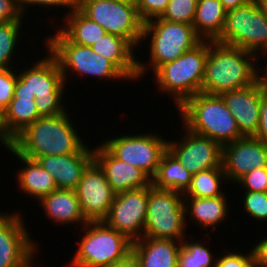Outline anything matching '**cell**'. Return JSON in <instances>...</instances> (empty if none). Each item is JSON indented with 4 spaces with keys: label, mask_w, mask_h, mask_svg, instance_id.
<instances>
[{
    "label": "cell",
    "mask_w": 267,
    "mask_h": 267,
    "mask_svg": "<svg viewBox=\"0 0 267 267\" xmlns=\"http://www.w3.org/2000/svg\"><path fill=\"white\" fill-rule=\"evenodd\" d=\"M259 57L236 46L208 40L201 92L221 95L255 84L256 68L260 67L255 62Z\"/></svg>",
    "instance_id": "obj_1"
},
{
    "label": "cell",
    "mask_w": 267,
    "mask_h": 267,
    "mask_svg": "<svg viewBox=\"0 0 267 267\" xmlns=\"http://www.w3.org/2000/svg\"><path fill=\"white\" fill-rule=\"evenodd\" d=\"M68 115L66 110L55 116L39 117L14 138L12 148L33 160L77 153L85 144Z\"/></svg>",
    "instance_id": "obj_2"
},
{
    "label": "cell",
    "mask_w": 267,
    "mask_h": 267,
    "mask_svg": "<svg viewBox=\"0 0 267 267\" xmlns=\"http://www.w3.org/2000/svg\"><path fill=\"white\" fill-rule=\"evenodd\" d=\"M177 109L184 129L217 141L222 146L244 137L220 95L199 92Z\"/></svg>",
    "instance_id": "obj_3"
},
{
    "label": "cell",
    "mask_w": 267,
    "mask_h": 267,
    "mask_svg": "<svg viewBox=\"0 0 267 267\" xmlns=\"http://www.w3.org/2000/svg\"><path fill=\"white\" fill-rule=\"evenodd\" d=\"M208 40H202L174 61L161 65L154 72L155 85L171 95L177 108L189 97L201 92ZM171 93V94H170Z\"/></svg>",
    "instance_id": "obj_4"
},
{
    "label": "cell",
    "mask_w": 267,
    "mask_h": 267,
    "mask_svg": "<svg viewBox=\"0 0 267 267\" xmlns=\"http://www.w3.org/2000/svg\"><path fill=\"white\" fill-rule=\"evenodd\" d=\"M83 237L69 266L109 267L132 253V242L125 234L108 227L103 221L82 226ZM70 266V267H71Z\"/></svg>",
    "instance_id": "obj_5"
},
{
    "label": "cell",
    "mask_w": 267,
    "mask_h": 267,
    "mask_svg": "<svg viewBox=\"0 0 267 267\" xmlns=\"http://www.w3.org/2000/svg\"><path fill=\"white\" fill-rule=\"evenodd\" d=\"M47 49L57 61L66 83L69 72L78 76L97 77L100 80L128 79L109 59L94 52L92 47L70 42L59 30L46 40Z\"/></svg>",
    "instance_id": "obj_6"
},
{
    "label": "cell",
    "mask_w": 267,
    "mask_h": 267,
    "mask_svg": "<svg viewBox=\"0 0 267 267\" xmlns=\"http://www.w3.org/2000/svg\"><path fill=\"white\" fill-rule=\"evenodd\" d=\"M184 196L170 189L148 186L143 237L183 241L186 237Z\"/></svg>",
    "instance_id": "obj_7"
},
{
    "label": "cell",
    "mask_w": 267,
    "mask_h": 267,
    "mask_svg": "<svg viewBox=\"0 0 267 267\" xmlns=\"http://www.w3.org/2000/svg\"><path fill=\"white\" fill-rule=\"evenodd\" d=\"M150 37L148 69L153 73L198 45L202 39L192 24L169 22L159 17L144 22L141 42Z\"/></svg>",
    "instance_id": "obj_8"
},
{
    "label": "cell",
    "mask_w": 267,
    "mask_h": 267,
    "mask_svg": "<svg viewBox=\"0 0 267 267\" xmlns=\"http://www.w3.org/2000/svg\"><path fill=\"white\" fill-rule=\"evenodd\" d=\"M43 58L28 69L20 73L18 71L17 75L27 84L30 93L35 95L39 115L55 116L66 111L62 101L66 85L56 59L50 53Z\"/></svg>",
    "instance_id": "obj_9"
},
{
    "label": "cell",
    "mask_w": 267,
    "mask_h": 267,
    "mask_svg": "<svg viewBox=\"0 0 267 267\" xmlns=\"http://www.w3.org/2000/svg\"><path fill=\"white\" fill-rule=\"evenodd\" d=\"M78 9L101 25L106 33L126 39L135 50L140 46L144 22L135 4L112 0H78Z\"/></svg>",
    "instance_id": "obj_10"
},
{
    "label": "cell",
    "mask_w": 267,
    "mask_h": 267,
    "mask_svg": "<svg viewBox=\"0 0 267 267\" xmlns=\"http://www.w3.org/2000/svg\"><path fill=\"white\" fill-rule=\"evenodd\" d=\"M244 49L258 56L267 52V17L251 0L244 6L227 11L224 28L215 40ZM267 54V53H266Z\"/></svg>",
    "instance_id": "obj_11"
},
{
    "label": "cell",
    "mask_w": 267,
    "mask_h": 267,
    "mask_svg": "<svg viewBox=\"0 0 267 267\" xmlns=\"http://www.w3.org/2000/svg\"><path fill=\"white\" fill-rule=\"evenodd\" d=\"M120 136L109 138L102 145L115 158L141 169L152 179L167 150L168 140L156 133Z\"/></svg>",
    "instance_id": "obj_12"
},
{
    "label": "cell",
    "mask_w": 267,
    "mask_h": 267,
    "mask_svg": "<svg viewBox=\"0 0 267 267\" xmlns=\"http://www.w3.org/2000/svg\"><path fill=\"white\" fill-rule=\"evenodd\" d=\"M148 187L115 193L113 203L103 222L131 241L143 237L147 214Z\"/></svg>",
    "instance_id": "obj_13"
},
{
    "label": "cell",
    "mask_w": 267,
    "mask_h": 267,
    "mask_svg": "<svg viewBox=\"0 0 267 267\" xmlns=\"http://www.w3.org/2000/svg\"><path fill=\"white\" fill-rule=\"evenodd\" d=\"M20 213L0 212V267H33L37 247Z\"/></svg>",
    "instance_id": "obj_14"
},
{
    "label": "cell",
    "mask_w": 267,
    "mask_h": 267,
    "mask_svg": "<svg viewBox=\"0 0 267 267\" xmlns=\"http://www.w3.org/2000/svg\"><path fill=\"white\" fill-rule=\"evenodd\" d=\"M75 192L82 214L88 222L103 221L107 217L115 192L94 160L83 171Z\"/></svg>",
    "instance_id": "obj_15"
},
{
    "label": "cell",
    "mask_w": 267,
    "mask_h": 267,
    "mask_svg": "<svg viewBox=\"0 0 267 267\" xmlns=\"http://www.w3.org/2000/svg\"><path fill=\"white\" fill-rule=\"evenodd\" d=\"M181 141L169 140L167 149L192 175L211 168L223 167V146L210 138L185 129Z\"/></svg>",
    "instance_id": "obj_16"
},
{
    "label": "cell",
    "mask_w": 267,
    "mask_h": 267,
    "mask_svg": "<svg viewBox=\"0 0 267 267\" xmlns=\"http://www.w3.org/2000/svg\"><path fill=\"white\" fill-rule=\"evenodd\" d=\"M222 166L227 181L235 184L252 170L267 167V144L253 136H244L225 144Z\"/></svg>",
    "instance_id": "obj_17"
},
{
    "label": "cell",
    "mask_w": 267,
    "mask_h": 267,
    "mask_svg": "<svg viewBox=\"0 0 267 267\" xmlns=\"http://www.w3.org/2000/svg\"><path fill=\"white\" fill-rule=\"evenodd\" d=\"M236 120L243 136H254L260 121L261 83L220 95Z\"/></svg>",
    "instance_id": "obj_18"
},
{
    "label": "cell",
    "mask_w": 267,
    "mask_h": 267,
    "mask_svg": "<svg viewBox=\"0 0 267 267\" xmlns=\"http://www.w3.org/2000/svg\"><path fill=\"white\" fill-rule=\"evenodd\" d=\"M35 160L53 176L58 189L75 190L83 171L94 160V149L85 144L77 153L48 155Z\"/></svg>",
    "instance_id": "obj_19"
},
{
    "label": "cell",
    "mask_w": 267,
    "mask_h": 267,
    "mask_svg": "<svg viewBox=\"0 0 267 267\" xmlns=\"http://www.w3.org/2000/svg\"><path fill=\"white\" fill-rule=\"evenodd\" d=\"M94 161L105 173L106 180L115 193L151 185V178L145 172L115 158L102 144L94 149Z\"/></svg>",
    "instance_id": "obj_20"
},
{
    "label": "cell",
    "mask_w": 267,
    "mask_h": 267,
    "mask_svg": "<svg viewBox=\"0 0 267 267\" xmlns=\"http://www.w3.org/2000/svg\"><path fill=\"white\" fill-rule=\"evenodd\" d=\"M91 47L94 52L111 60L129 80L137 81L148 70V64L135 57V48L122 37L106 33Z\"/></svg>",
    "instance_id": "obj_21"
},
{
    "label": "cell",
    "mask_w": 267,
    "mask_h": 267,
    "mask_svg": "<svg viewBox=\"0 0 267 267\" xmlns=\"http://www.w3.org/2000/svg\"><path fill=\"white\" fill-rule=\"evenodd\" d=\"M181 241L142 237L132 242L141 267H177Z\"/></svg>",
    "instance_id": "obj_22"
},
{
    "label": "cell",
    "mask_w": 267,
    "mask_h": 267,
    "mask_svg": "<svg viewBox=\"0 0 267 267\" xmlns=\"http://www.w3.org/2000/svg\"><path fill=\"white\" fill-rule=\"evenodd\" d=\"M45 215L56 224H78L82 226L88 221L82 214L75 190L56 189L39 201Z\"/></svg>",
    "instance_id": "obj_23"
},
{
    "label": "cell",
    "mask_w": 267,
    "mask_h": 267,
    "mask_svg": "<svg viewBox=\"0 0 267 267\" xmlns=\"http://www.w3.org/2000/svg\"><path fill=\"white\" fill-rule=\"evenodd\" d=\"M19 158L25 166L16 174L18 186L23 193L40 201L43 197L55 191L57 185L52 175L44 170L36 160L19 155L12 147L6 148Z\"/></svg>",
    "instance_id": "obj_24"
},
{
    "label": "cell",
    "mask_w": 267,
    "mask_h": 267,
    "mask_svg": "<svg viewBox=\"0 0 267 267\" xmlns=\"http://www.w3.org/2000/svg\"><path fill=\"white\" fill-rule=\"evenodd\" d=\"M227 200L225 194L213 198L184 197L185 215H189L198 226L201 225L202 230L210 227L216 231V225L219 226L230 214Z\"/></svg>",
    "instance_id": "obj_25"
},
{
    "label": "cell",
    "mask_w": 267,
    "mask_h": 267,
    "mask_svg": "<svg viewBox=\"0 0 267 267\" xmlns=\"http://www.w3.org/2000/svg\"><path fill=\"white\" fill-rule=\"evenodd\" d=\"M227 10L220 0H198L193 28L202 40L215 41L224 28Z\"/></svg>",
    "instance_id": "obj_26"
},
{
    "label": "cell",
    "mask_w": 267,
    "mask_h": 267,
    "mask_svg": "<svg viewBox=\"0 0 267 267\" xmlns=\"http://www.w3.org/2000/svg\"><path fill=\"white\" fill-rule=\"evenodd\" d=\"M192 174L167 149L158 165L151 184L158 189H170L184 194L190 187Z\"/></svg>",
    "instance_id": "obj_27"
},
{
    "label": "cell",
    "mask_w": 267,
    "mask_h": 267,
    "mask_svg": "<svg viewBox=\"0 0 267 267\" xmlns=\"http://www.w3.org/2000/svg\"><path fill=\"white\" fill-rule=\"evenodd\" d=\"M63 19H66L65 27H60L59 31L72 43L91 47L106 34L101 25L90 20L78 8Z\"/></svg>",
    "instance_id": "obj_28"
},
{
    "label": "cell",
    "mask_w": 267,
    "mask_h": 267,
    "mask_svg": "<svg viewBox=\"0 0 267 267\" xmlns=\"http://www.w3.org/2000/svg\"><path fill=\"white\" fill-rule=\"evenodd\" d=\"M39 117L35 97H13L4 110V124L13 138Z\"/></svg>",
    "instance_id": "obj_29"
},
{
    "label": "cell",
    "mask_w": 267,
    "mask_h": 267,
    "mask_svg": "<svg viewBox=\"0 0 267 267\" xmlns=\"http://www.w3.org/2000/svg\"><path fill=\"white\" fill-rule=\"evenodd\" d=\"M227 180L223 167L211 168L192 175L191 184L184 197L213 198L226 194L220 189Z\"/></svg>",
    "instance_id": "obj_30"
},
{
    "label": "cell",
    "mask_w": 267,
    "mask_h": 267,
    "mask_svg": "<svg viewBox=\"0 0 267 267\" xmlns=\"http://www.w3.org/2000/svg\"><path fill=\"white\" fill-rule=\"evenodd\" d=\"M215 259V260H214ZM217 257L204 243L184 239L178 255L177 267H215Z\"/></svg>",
    "instance_id": "obj_31"
},
{
    "label": "cell",
    "mask_w": 267,
    "mask_h": 267,
    "mask_svg": "<svg viewBox=\"0 0 267 267\" xmlns=\"http://www.w3.org/2000/svg\"><path fill=\"white\" fill-rule=\"evenodd\" d=\"M22 21H11L0 25V68H13L12 57L15 56ZM12 64V65H11Z\"/></svg>",
    "instance_id": "obj_32"
},
{
    "label": "cell",
    "mask_w": 267,
    "mask_h": 267,
    "mask_svg": "<svg viewBox=\"0 0 267 267\" xmlns=\"http://www.w3.org/2000/svg\"><path fill=\"white\" fill-rule=\"evenodd\" d=\"M198 0H170L159 17L169 22L192 24Z\"/></svg>",
    "instance_id": "obj_33"
},
{
    "label": "cell",
    "mask_w": 267,
    "mask_h": 267,
    "mask_svg": "<svg viewBox=\"0 0 267 267\" xmlns=\"http://www.w3.org/2000/svg\"><path fill=\"white\" fill-rule=\"evenodd\" d=\"M243 195L244 211L255 220L267 222V192L245 191Z\"/></svg>",
    "instance_id": "obj_34"
},
{
    "label": "cell",
    "mask_w": 267,
    "mask_h": 267,
    "mask_svg": "<svg viewBox=\"0 0 267 267\" xmlns=\"http://www.w3.org/2000/svg\"><path fill=\"white\" fill-rule=\"evenodd\" d=\"M17 73L13 68H0V109L4 111L14 96Z\"/></svg>",
    "instance_id": "obj_35"
},
{
    "label": "cell",
    "mask_w": 267,
    "mask_h": 267,
    "mask_svg": "<svg viewBox=\"0 0 267 267\" xmlns=\"http://www.w3.org/2000/svg\"><path fill=\"white\" fill-rule=\"evenodd\" d=\"M236 184L246 191L267 192V167L257 168L241 177Z\"/></svg>",
    "instance_id": "obj_36"
},
{
    "label": "cell",
    "mask_w": 267,
    "mask_h": 267,
    "mask_svg": "<svg viewBox=\"0 0 267 267\" xmlns=\"http://www.w3.org/2000/svg\"><path fill=\"white\" fill-rule=\"evenodd\" d=\"M170 0H136L137 12L140 19L146 22L150 19L160 17L166 10Z\"/></svg>",
    "instance_id": "obj_37"
},
{
    "label": "cell",
    "mask_w": 267,
    "mask_h": 267,
    "mask_svg": "<svg viewBox=\"0 0 267 267\" xmlns=\"http://www.w3.org/2000/svg\"><path fill=\"white\" fill-rule=\"evenodd\" d=\"M19 6L21 9L22 14L25 13V10L28 8V6H40L41 7H67L71 9L70 11H67L66 13H71L74 9L78 8V0H18ZM43 5V6H42ZM27 6V7H26Z\"/></svg>",
    "instance_id": "obj_38"
},
{
    "label": "cell",
    "mask_w": 267,
    "mask_h": 267,
    "mask_svg": "<svg viewBox=\"0 0 267 267\" xmlns=\"http://www.w3.org/2000/svg\"><path fill=\"white\" fill-rule=\"evenodd\" d=\"M18 0H0V25L11 21H22Z\"/></svg>",
    "instance_id": "obj_39"
},
{
    "label": "cell",
    "mask_w": 267,
    "mask_h": 267,
    "mask_svg": "<svg viewBox=\"0 0 267 267\" xmlns=\"http://www.w3.org/2000/svg\"><path fill=\"white\" fill-rule=\"evenodd\" d=\"M256 139L267 144V89L261 84L260 121L256 134Z\"/></svg>",
    "instance_id": "obj_40"
},
{
    "label": "cell",
    "mask_w": 267,
    "mask_h": 267,
    "mask_svg": "<svg viewBox=\"0 0 267 267\" xmlns=\"http://www.w3.org/2000/svg\"><path fill=\"white\" fill-rule=\"evenodd\" d=\"M256 244L252 248L253 257L260 267H267V236Z\"/></svg>",
    "instance_id": "obj_41"
},
{
    "label": "cell",
    "mask_w": 267,
    "mask_h": 267,
    "mask_svg": "<svg viewBox=\"0 0 267 267\" xmlns=\"http://www.w3.org/2000/svg\"><path fill=\"white\" fill-rule=\"evenodd\" d=\"M14 138L7 132L4 124V111L0 109V143L6 148L12 147Z\"/></svg>",
    "instance_id": "obj_42"
},
{
    "label": "cell",
    "mask_w": 267,
    "mask_h": 267,
    "mask_svg": "<svg viewBox=\"0 0 267 267\" xmlns=\"http://www.w3.org/2000/svg\"><path fill=\"white\" fill-rule=\"evenodd\" d=\"M216 259L215 267H237V253L236 252H227L225 255Z\"/></svg>",
    "instance_id": "obj_43"
},
{
    "label": "cell",
    "mask_w": 267,
    "mask_h": 267,
    "mask_svg": "<svg viewBox=\"0 0 267 267\" xmlns=\"http://www.w3.org/2000/svg\"><path fill=\"white\" fill-rule=\"evenodd\" d=\"M237 267H260L253 257L252 250L248 254L237 253Z\"/></svg>",
    "instance_id": "obj_44"
},
{
    "label": "cell",
    "mask_w": 267,
    "mask_h": 267,
    "mask_svg": "<svg viewBox=\"0 0 267 267\" xmlns=\"http://www.w3.org/2000/svg\"><path fill=\"white\" fill-rule=\"evenodd\" d=\"M13 97H35L27 87V84L17 75Z\"/></svg>",
    "instance_id": "obj_45"
},
{
    "label": "cell",
    "mask_w": 267,
    "mask_h": 267,
    "mask_svg": "<svg viewBox=\"0 0 267 267\" xmlns=\"http://www.w3.org/2000/svg\"><path fill=\"white\" fill-rule=\"evenodd\" d=\"M109 267H141L138 259L130 253L125 259L115 262Z\"/></svg>",
    "instance_id": "obj_46"
},
{
    "label": "cell",
    "mask_w": 267,
    "mask_h": 267,
    "mask_svg": "<svg viewBox=\"0 0 267 267\" xmlns=\"http://www.w3.org/2000/svg\"><path fill=\"white\" fill-rule=\"evenodd\" d=\"M251 0H220L224 8L229 11L241 7L249 3Z\"/></svg>",
    "instance_id": "obj_47"
},
{
    "label": "cell",
    "mask_w": 267,
    "mask_h": 267,
    "mask_svg": "<svg viewBox=\"0 0 267 267\" xmlns=\"http://www.w3.org/2000/svg\"><path fill=\"white\" fill-rule=\"evenodd\" d=\"M264 71L265 73L261 76V72L259 73L258 68H256V79L259 83H261L267 89V68Z\"/></svg>",
    "instance_id": "obj_48"
},
{
    "label": "cell",
    "mask_w": 267,
    "mask_h": 267,
    "mask_svg": "<svg viewBox=\"0 0 267 267\" xmlns=\"http://www.w3.org/2000/svg\"><path fill=\"white\" fill-rule=\"evenodd\" d=\"M259 10L267 17V0H254Z\"/></svg>",
    "instance_id": "obj_49"
},
{
    "label": "cell",
    "mask_w": 267,
    "mask_h": 267,
    "mask_svg": "<svg viewBox=\"0 0 267 267\" xmlns=\"http://www.w3.org/2000/svg\"><path fill=\"white\" fill-rule=\"evenodd\" d=\"M112 1H119V2L131 3V4L136 3V0H112Z\"/></svg>",
    "instance_id": "obj_50"
}]
</instances>
